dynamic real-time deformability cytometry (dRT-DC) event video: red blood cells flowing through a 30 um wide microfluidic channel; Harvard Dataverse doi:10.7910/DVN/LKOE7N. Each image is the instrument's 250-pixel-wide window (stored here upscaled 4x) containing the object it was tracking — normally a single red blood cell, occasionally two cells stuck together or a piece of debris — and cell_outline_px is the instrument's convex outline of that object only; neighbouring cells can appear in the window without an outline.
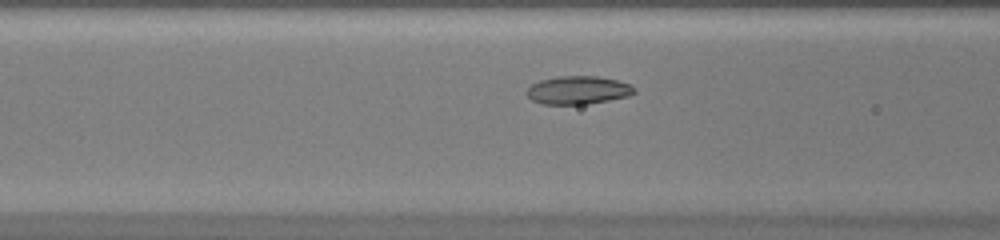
{"species": "common noctule bat (a hibernating species)", "species_latin": "Nyctalus noctula", "temperature_condition": "warm", "stored_images_in_passage": 37, "camera_frame_rate_fps": 3000, "um_per_image_px": 0.085, "animal": {"sex": "female", "body_mass_g": 20.0, "forearm_length_mm": 54.0}, "frame": {"image": 1, "passage_image": 10, "time_ms": 3.0, "image_size_px": [1000, 240], "cell_outline_px": [[636, 92], [628, 96], [588, 104], [544, 104], [532, 100], [524, 92], [532, 84], [540, 80], [560, 76], [596, 76], [616, 80], [628, 84], [636, 88]], "centroid_in_image_um": [49.12, 7.66], "position_along_channel_um": 117.5, "area_um2": 17.57}}
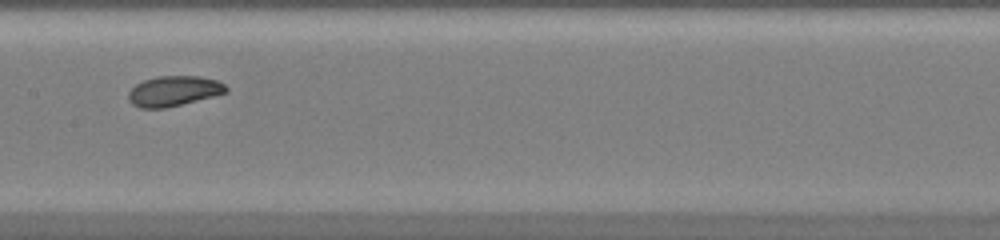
{"frame": {"image": 2, "passage_image": 15, "time_ms": 4.667, "image_size_px": [1000, 240], "cell_outline_px": [[228, 92], [164, 108], [140, 108], [132, 104], [128, 100], [128, 92], [136, 84], [144, 80], [160, 76], [200, 76], [216, 80], [224, 84], [228, 88]], "centroid_in_image_um": [14.75, 7.73], "position_along_channel_um": 192.7, "area_um2": 16.99}}
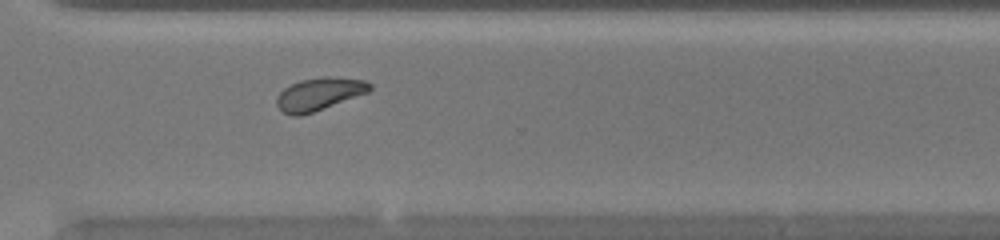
{"frame": {"image": 3, "passage_image": 25, "time_ms": 8.0, "image_size_px": [1000, 240], "cell_outline_px": [[372, 88], [368, 92], [312, 112], [300, 116], [292, 116], [284, 112], [276, 104], [276, 96], [284, 88], [300, 80], [364, 80], [372, 84]], "centroid_in_image_um": [27.06, 8.06], "position_along_channel_um": 343.5, "area_um2": 16.53}}